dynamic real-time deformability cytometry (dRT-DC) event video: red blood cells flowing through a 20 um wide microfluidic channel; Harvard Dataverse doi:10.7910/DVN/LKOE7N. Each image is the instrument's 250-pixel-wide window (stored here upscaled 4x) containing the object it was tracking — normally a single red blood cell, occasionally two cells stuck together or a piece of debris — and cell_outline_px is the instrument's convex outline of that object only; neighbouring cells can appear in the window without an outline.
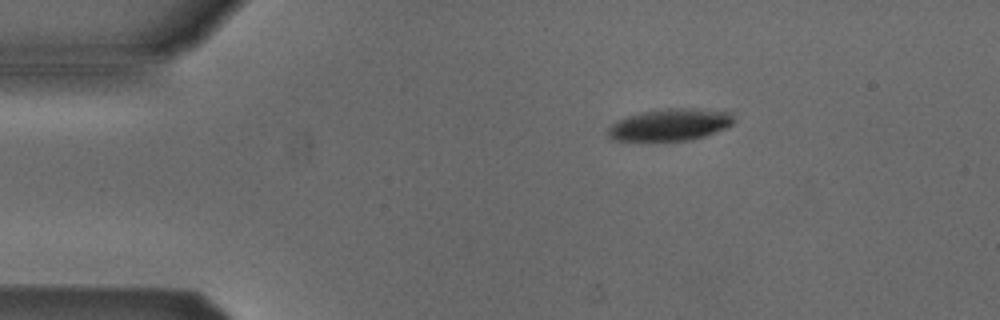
{"species": "Egyptian fruit bat (a non-hibernating species)", "species_latin": "Rousettus aegyptiacus", "temperature_condition": "cold", "stored_images_in_passage": 4, "camera_frame_rate_fps": 3000, "um_per_image_px": 0.085, "animal": {"sex": "male"}, "frame": {"image": 1, "passage_image": 4, "time_ms": 3.667, "image_size_px": [1000, 320], "cell_outline_px": [[732, 124], [724, 128], [704, 136], [692, 140], [616, 140], [608, 136], [608, 128], [616, 120], [628, 116], [644, 112], [668, 108], [696, 108], [732, 112]], "centroid_in_image_um": [56.96, 10.59], "position_along_channel_um": 28.0, "area_um2": 23.06}}